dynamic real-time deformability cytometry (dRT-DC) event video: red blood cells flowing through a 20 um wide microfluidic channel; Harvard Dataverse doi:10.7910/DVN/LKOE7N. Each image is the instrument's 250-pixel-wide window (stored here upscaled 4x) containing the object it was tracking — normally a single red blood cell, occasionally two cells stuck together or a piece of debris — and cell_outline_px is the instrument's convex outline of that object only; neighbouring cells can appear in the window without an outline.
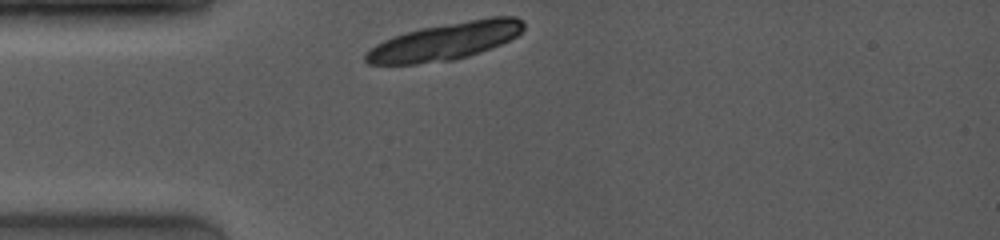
{"species": "common noctule bat (a hibernating species)", "species_latin": "Nyctalus noctula", "temperature_condition": "room temperature", "stored_images_in_passage": 2, "camera_frame_rate_fps": 4000, "um_per_image_px": 0.085, "animal": {"sex": "female", "body_mass_g": 19.0, "forearm_length_mm": 53.3}, "frame": {"image": 1, "passage_image": 1, "time_ms": 0.0, "image_size_px": [1000, 240], "cell_outline_px": [[524, 28], [516, 36], [500, 44], [468, 56], [452, 60], [416, 64], [368, 64], [364, 60], [364, 56], [376, 44], [392, 36], [404, 32], [420, 28], [492, 16], [516, 16], [524, 24]], "centroid_in_image_um": [37.82, 3.51], "position_along_channel_um": 47.2, "area_um2": 34.1}}